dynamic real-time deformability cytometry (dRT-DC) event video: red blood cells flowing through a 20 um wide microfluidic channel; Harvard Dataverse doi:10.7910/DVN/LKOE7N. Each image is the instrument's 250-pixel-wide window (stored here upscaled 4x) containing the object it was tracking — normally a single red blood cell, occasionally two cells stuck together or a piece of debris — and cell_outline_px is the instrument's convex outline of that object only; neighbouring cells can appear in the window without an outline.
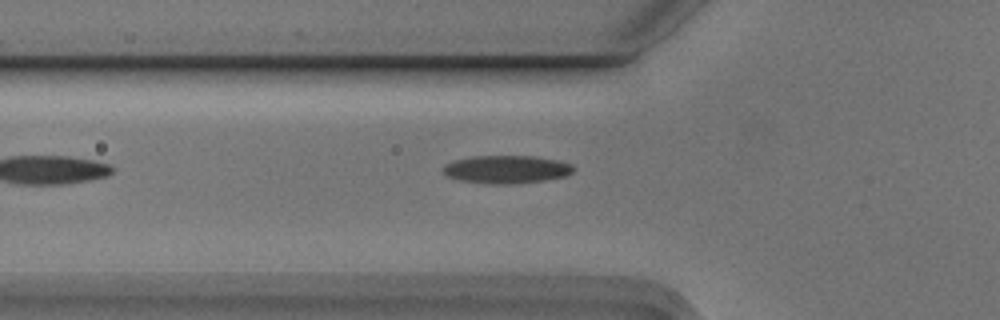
{"species": "Egyptian fruit bat (a non-hibernating species)", "species_latin": "Rousettus aegyptiacus", "temperature_condition": "cold", "stored_images_in_passage": 6, "camera_frame_rate_fps": 3000, "um_per_image_px": 0.085, "animal": {"sex": "male"}, "frame": {"image": 1, "passage_image": 6, "time_ms": 1.667, "image_size_px": [1000, 320], "cell_outline_px": [[572, 172], [564, 176], [544, 180], [512, 184], [488, 184], [460, 180], [448, 176], [440, 168], [444, 164], [456, 160], [472, 156], [532, 156], [556, 160], [572, 164]], "centroid_in_image_um": [43.0, 14.4], "position_along_channel_um": 82.8, "area_um2": 21.1}}